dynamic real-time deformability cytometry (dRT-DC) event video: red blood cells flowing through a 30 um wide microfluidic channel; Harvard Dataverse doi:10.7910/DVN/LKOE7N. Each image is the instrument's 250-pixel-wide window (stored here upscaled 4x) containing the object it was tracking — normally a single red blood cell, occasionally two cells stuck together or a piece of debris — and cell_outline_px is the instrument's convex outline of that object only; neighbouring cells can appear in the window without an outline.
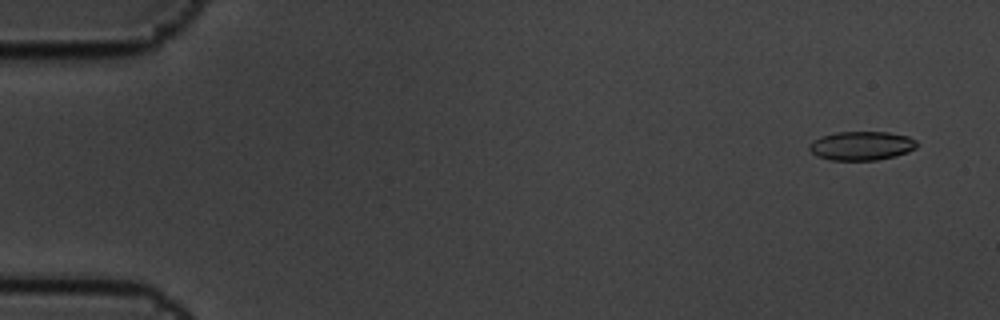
{"species": "common noctule bat (a hibernating species)", "species_latin": "Nyctalus noctula", "temperature_condition": "cold", "stored_images_in_passage": 6, "camera_frame_rate_fps": 3000, "um_per_image_px": 0.085, "animal": {"sex": "male", "body_mass_g": 19.5, "forearm_length_mm": 54.6}, "frame": {"image": 1, "passage_image": 1, "time_ms": 0.0, "image_size_px": [1000, 320], "cell_outline_px": [[920, 144], [916, 148], [908, 152], [896, 156], [876, 160], [832, 160], [816, 156], [808, 148], [808, 144], [812, 140], [820, 136], [836, 132], [888, 132], [908, 136], [916, 140]], "centroid_in_image_um": [73.23, 12.39], "position_along_channel_um": 11.8, "area_um2": 18.38}}